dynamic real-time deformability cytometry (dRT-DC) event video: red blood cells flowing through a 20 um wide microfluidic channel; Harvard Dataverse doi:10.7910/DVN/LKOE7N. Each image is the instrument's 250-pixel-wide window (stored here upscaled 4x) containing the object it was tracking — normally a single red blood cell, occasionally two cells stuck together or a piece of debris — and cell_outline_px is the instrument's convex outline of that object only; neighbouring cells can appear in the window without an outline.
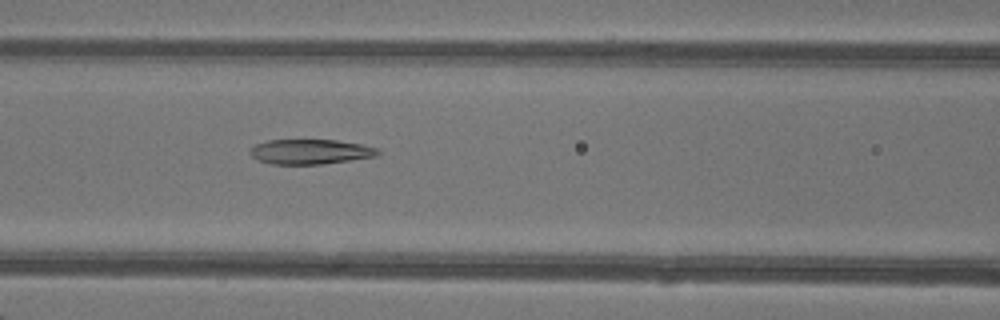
{"species": "common noctule bat (a hibernating species)", "species_latin": "Nyctalus noctula", "temperature_condition": "warm", "stored_images_in_passage": 36, "camera_frame_rate_fps": 3000, "um_per_image_px": 0.085, "animal": {"sex": "female"}, "frame": {"image": 1, "passage_image": 9, "time_ms": 2.667, "image_size_px": [1000, 320], "cell_outline_px": [[380, 152], [376, 156], [320, 164], [272, 164], [260, 160], [252, 156], [248, 152], [256, 144], [268, 140], [336, 140], [360, 144], [380, 148]], "centroid_in_image_um": [26.39, 12.89], "position_along_channel_um": 140.2, "area_um2": 18.32}}
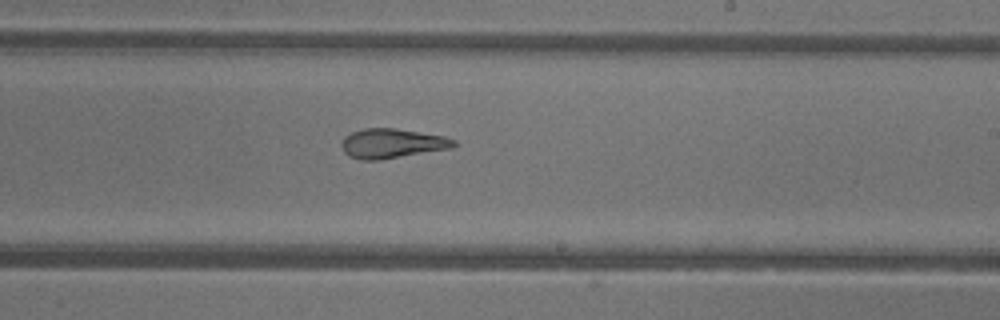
{"frame": {"image": 2, "passage_image": 17, "time_ms": 5.333, "image_size_px": [1000, 320], "cell_outline_px": [[456, 144], [452, 148], [376, 160], [360, 160], [348, 156], [344, 152], [340, 144], [344, 136], [352, 132], [364, 128], [396, 128], [444, 136], [456, 140]], "centroid_in_image_um": [33.29, 12.18], "position_along_channel_um": 255.7, "area_um2": 19.31}}
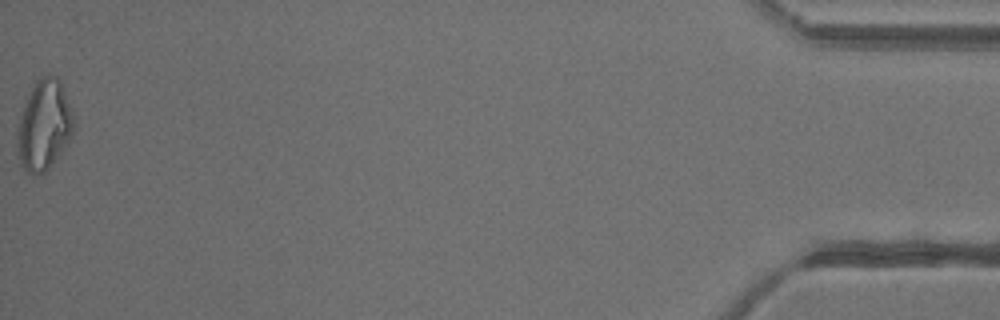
{"frame": {"image": 3, "passage_image": 36, "time_ms": 11.667, "image_size_px": [1000, 320], "cell_outline_px": [[72, 136], [52, 164], [44, 172], [32, 176], [20, 164], [16, 152], [16, 144], [20, 116], [24, 104], [36, 80], [40, 76], [48, 72], [56, 76], [60, 80], [72, 108]], "centroid_in_image_um": [3.73, 10.62], "position_along_channel_um": 431.5, "area_um2": 29.65}, "authors_computed_cell_mechanics": {"area_um2": 20.0855, "velocity_mm_per_s": 4.3256, "shape_relaxation_time_tau1_ms": 10.8913, "shape_relaxation_time_tau2_ms": 2.45, "deformation_change_tau1": 0.3032, "deformation_change_tau2": 0.1164}}